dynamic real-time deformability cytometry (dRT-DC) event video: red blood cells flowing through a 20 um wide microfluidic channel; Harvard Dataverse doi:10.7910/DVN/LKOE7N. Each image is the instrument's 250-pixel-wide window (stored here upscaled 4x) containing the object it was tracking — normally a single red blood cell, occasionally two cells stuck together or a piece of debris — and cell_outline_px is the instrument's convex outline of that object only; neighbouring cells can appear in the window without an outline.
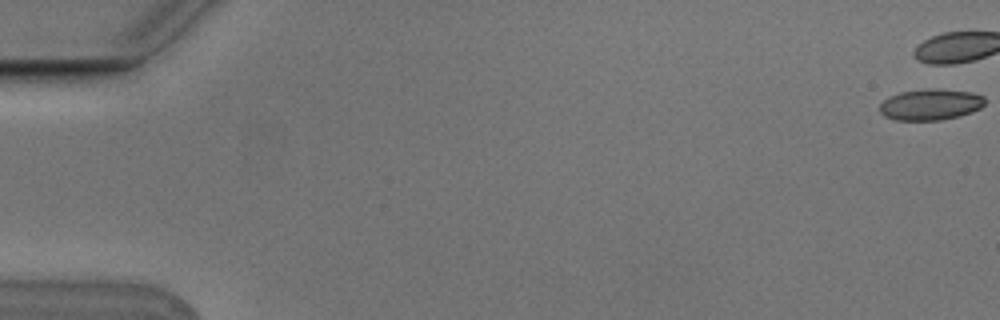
{"species": "Egyptian fruit bat (a non-hibernating species)", "species_latin": "Rousettus aegyptiacus", "temperature_condition": "cold", "stored_images_in_passage": 7, "camera_frame_rate_fps": 3000, "um_per_image_px": 0.085, "animal": {"sex": "male"}, "frame": {"image": 1, "passage_image": 1, "time_ms": 0.0, "image_size_px": [1000, 320], "cell_outline_px": [[984, 104], [980, 108], [972, 112], [960, 116], [940, 120], [896, 120], [884, 116], [880, 112], [880, 104], [888, 96], [900, 92], [936, 88], [972, 92], [984, 96]], "centroid_in_image_um": [79.09, 8.88], "position_along_channel_um": 5.9, "area_um2": 19.13}}